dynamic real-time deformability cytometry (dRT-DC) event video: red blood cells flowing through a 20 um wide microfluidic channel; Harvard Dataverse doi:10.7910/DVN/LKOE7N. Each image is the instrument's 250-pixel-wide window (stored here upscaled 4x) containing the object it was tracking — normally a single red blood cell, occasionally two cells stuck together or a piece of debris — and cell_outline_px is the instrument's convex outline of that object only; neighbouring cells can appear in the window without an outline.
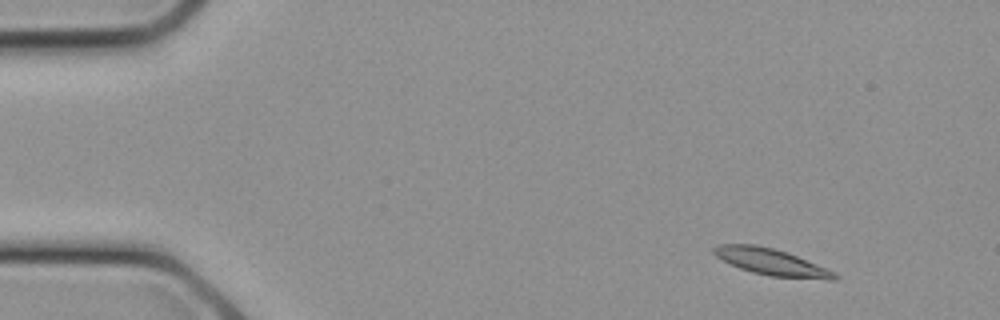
{"species": "common noctule bat (a hibernating species)", "species_latin": "Nyctalus noctula", "temperature_condition": "cold", "stored_images_in_passage": 6, "camera_frame_rate_fps": 3000, "um_per_image_px": 0.085, "animal": {"sex": "female", "body_mass_g": 21.9}, "frame": {"image": 1, "passage_image": 1, "time_ms": 0.0, "image_size_px": [1000, 320], "cell_outline_px": [[840, 276], [836, 280], [828, 280], [768, 276], [752, 272], [740, 268], [716, 256], [712, 252], [712, 248], [720, 244], [756, 244], [788, 252], [836, 272]], "centroid_in_image_um": [65.62, 22.28], "position_along_channel_um": 19.4, "area_um2": 18.79}}
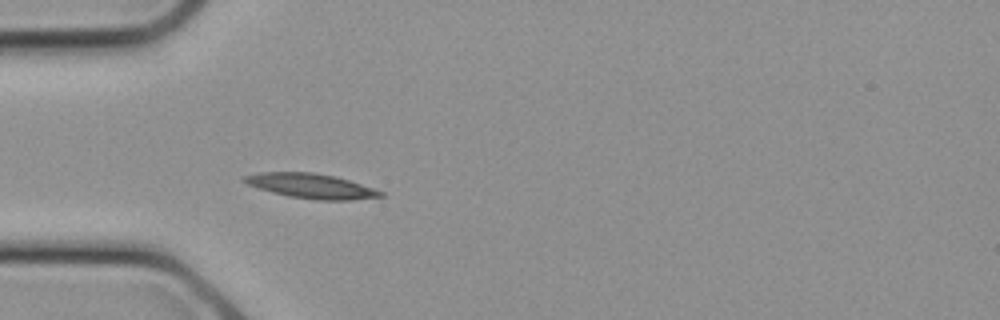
{"frame": {"image": 2, "passage_image": 6, "time_ms": 1.667, "image_size_px": [1000, 320], "cell_outline_px": [[384, 196], [352, 200], [316, 200], [288, 196], [272, 192], [248, 184], [240, 180], [240, 176], [260, 172], [312, 172], [336, 176], [384, 192]], "centroid_in_image_um": [26.41, 15.8], "position_along_channel_um": 58.6, "area_um2": 19.65}}